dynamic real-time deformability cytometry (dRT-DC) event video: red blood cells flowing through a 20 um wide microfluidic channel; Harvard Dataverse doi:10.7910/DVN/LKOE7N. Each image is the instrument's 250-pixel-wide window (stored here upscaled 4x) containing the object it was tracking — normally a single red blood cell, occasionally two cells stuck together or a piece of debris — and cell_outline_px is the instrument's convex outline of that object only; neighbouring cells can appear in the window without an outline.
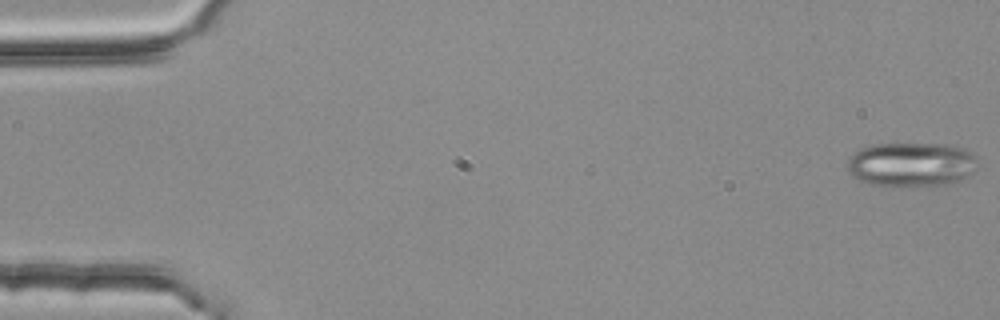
{"species": "common noctule bat (a hibernating species)", "species_latin": "Nyctalus noctula", "temperature_condition": "room temperature", "stored_images_in_passage": 5, "camera_frame_rate_fps": 3000, "um_per_image_px": 0.085, "animal": {"sex": "female", "body_mass_g": 25.1}, "frame": {"image": 1, "passage_image": 1, "time_ms": 0.0, "image_size_px": [1000, 320], "cell_outline_px": [[976, 160], [972, 172], [968, 176], [960, 180], [948, 184], [900, 188], [872, 184], [860, 180], [852, 176], [848, 168], [848, 156], [872, 144], [952, 144], [976, 156]], "centroid_in_image_um": [77.44, 14.0], "position_along_channel_um": 7.6, "area_um2": 33.81}}